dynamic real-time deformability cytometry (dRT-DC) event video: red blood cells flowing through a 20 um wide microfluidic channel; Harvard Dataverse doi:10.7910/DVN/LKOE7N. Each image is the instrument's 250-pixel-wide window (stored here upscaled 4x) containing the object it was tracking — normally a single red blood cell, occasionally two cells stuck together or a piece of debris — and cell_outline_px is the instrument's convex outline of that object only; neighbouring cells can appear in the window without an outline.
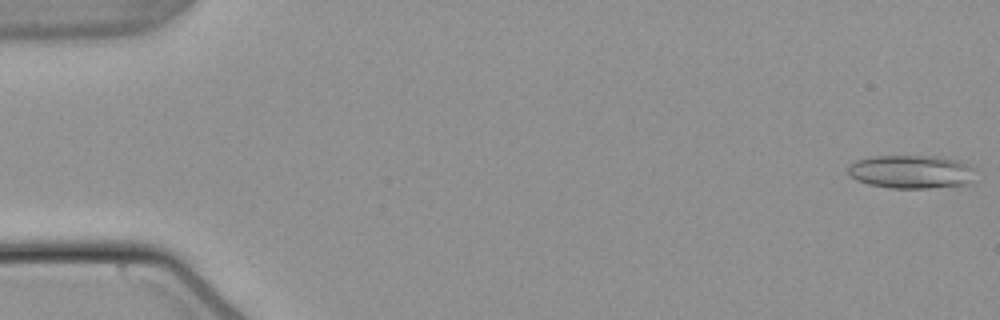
{"species": "common noctule bat (a hibernating species)", "species_latin": "Nyctalus noctula", "temperature_condition": "warm", "stored_images_in_passage": 55, "camera_frame_rate_fps": 3000, "um_per_image_px": 0.085, "animal": {"sex": "male", "body_mass_g": 21.5, "forearm_length_mm": 52.0}, "frame": {"image": 1, "passage_image": 1, "time_ms": 0.0, "image_size_px": [1000, 320], "cell_outline_px": [[976, 168], [972, 184], [928, 188], [892, 188], [868, 184], [856, 180], [848, 172], [848, 164], [856, 160], [872, 156], [940, 156], [956, 160], [968, 164]], "centroid_in_image_um": [77.5, 14.6], "position_along_channel_um": 7.5, "area_um2": 25.14}}
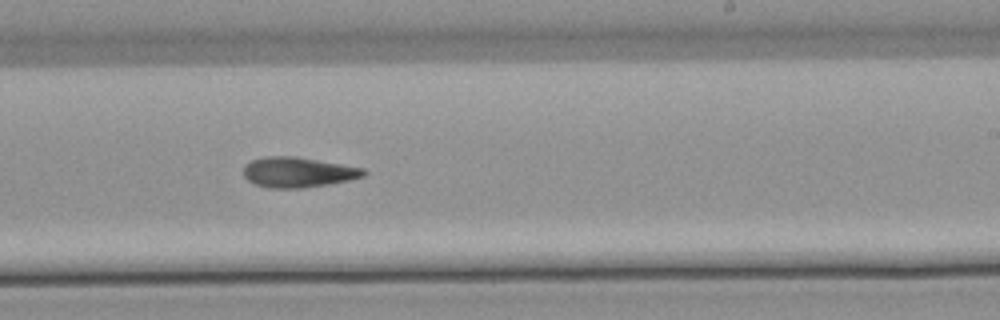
{"frame": {"image": 2, "passage_image": 33, "time_ms": 10.667, "image_size_px": [1000, 320], "cell_outline_px": [[368, 172], [364, 176], [348, 180], [328, 184], [300, 188], [272, 188], [256, 184], [248, 180], [244, 176], [244, 164], [252, 160], [264, 156], [296, 156], [364, 168]], "centroid_in_image_um": [25.33, 14.63], "position_along_channel_um": 263.7, "area_um2": 21.1}}
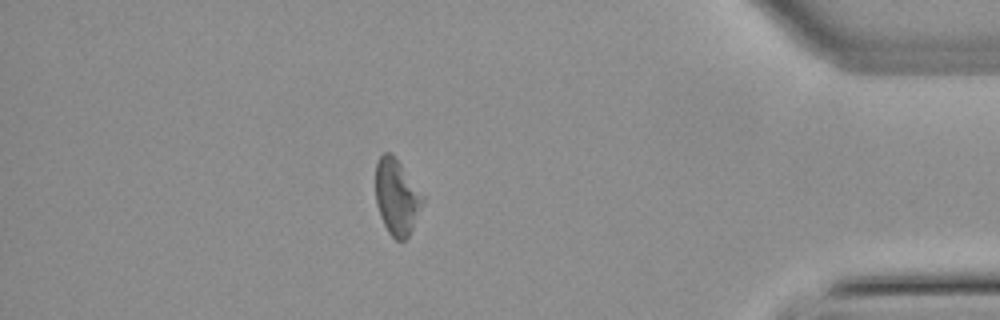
{"frame": {"image": 3, "passage_image": 47, "time_ms": 15.333, "image_size_px": [1000, 320], "cell_outline_px": [[424, 200], [412, 228], [408, 236], [404, 240], [396, 240], [388, 232], [380, 216], [376, 204], [376, 164], [380, 156], [384, 152], [388, 152], [400, 164], [424, 196]], "centroid_in_image_um": [33.71, 16.76], "position_along_channel_um": 401.5, "area_um2": 20.29}}